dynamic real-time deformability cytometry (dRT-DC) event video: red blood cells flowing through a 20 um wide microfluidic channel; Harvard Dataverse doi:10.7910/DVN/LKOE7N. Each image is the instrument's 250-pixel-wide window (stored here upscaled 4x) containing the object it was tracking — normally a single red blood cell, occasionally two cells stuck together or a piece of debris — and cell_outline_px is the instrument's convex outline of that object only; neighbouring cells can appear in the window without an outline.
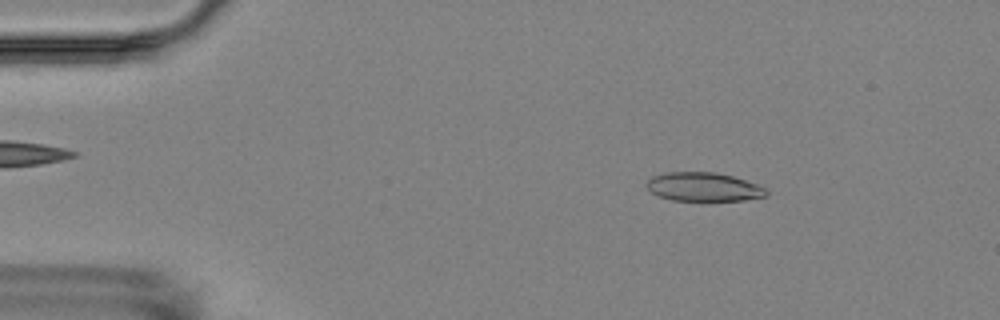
{"species": "Egyptian fruit bat (a non-hibernating species)", "species_latin": "Rousettus aegyptiacus", "temperature_condition": "room temperature", "stored_images_in_passage": 7, "camera_frame_rate_fps": 3000, "um_per_image_px": 0.085, "animal": {"sex": "female"}, "frame": {"image": 1, "passage_image": 1, "time_ms": 0.0, "image_size_px": [1000, 320], "cell_outline_px": [[768, 196], [744, 200], [672, 200], [660, 196], [652, 192], [644, 184], [652, 176], [668, 172], [716, 172], [732, 176], [756, 184], [764, 188], [768, 192]], "centroid_in_image_um": [59.79, 15.88], "position_along_channel_um": 25.2, "area_um2": 19.88}}
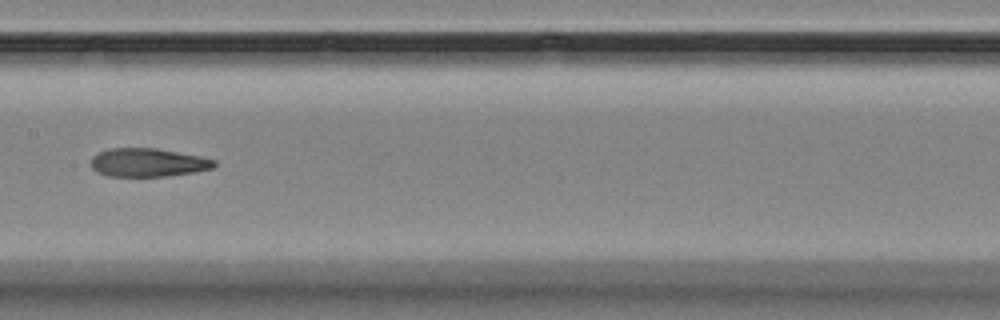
{"frame": {"image": 2, "passage_image": 6, "time_ms": 6.667, "image_size_px": [1000, 320], "cell_outline_px": [[216, 164], [212, 168], [192, 172], [168, 176], [108, 176], [96, 172], [92, 168], [92, 156], [108, 148], [156, 148], [200, 156], [216, 160]], "centroid_in_image_um": [12.56, 13.81], "position_along_channel_um": 194.8, "area_um2": 20.35}}
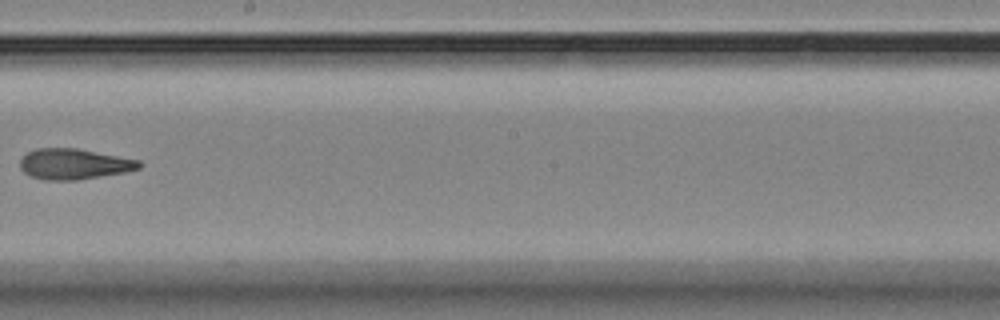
{"frame": {"image": 3, "passage_image": 7, "time_ms": 8.0, "image_size_px": [1000, 320], "cell_outline_px": [[144, 164], [140, 168], [124, 172], [76, 180], [44, 180], [32, 176], [24, 172], [20, 168], [20, 160], [28, 152], [36, 148], [76, 148], [140, 160]], "centroid_in_image_um": [6.3, 13.94], "position_along_channel_um": 241.9, "area_um2": 21.15}}